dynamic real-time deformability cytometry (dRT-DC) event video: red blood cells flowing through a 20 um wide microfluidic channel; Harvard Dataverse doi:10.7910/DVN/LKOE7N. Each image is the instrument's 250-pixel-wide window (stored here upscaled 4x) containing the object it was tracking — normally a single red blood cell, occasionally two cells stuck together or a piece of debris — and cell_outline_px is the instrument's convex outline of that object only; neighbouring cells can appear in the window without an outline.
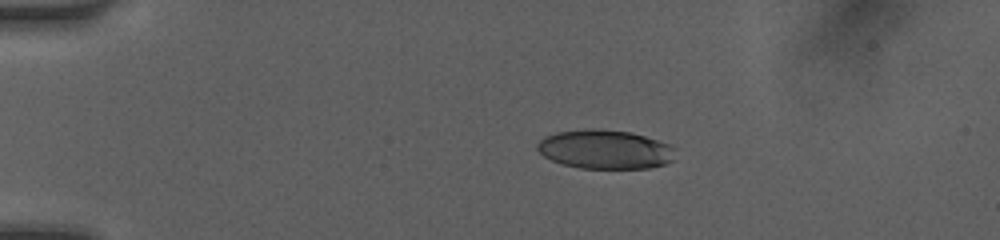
{"species": "human", "species_latin": "Homo sapiens", "temperature_condition": "room temperature", "stored_images_in_passage": 44, "camera_frame_rate_fps": 3000, "um_per_image_px": 0.085, "donor": {"sex": "female"}, "frame": {"image": 1, "passage_image": 6, "time_ms": 3.0, "image_size_px": [1000, 240], "cell_outline_px": [[676, 160], [664, 164], [648, 168], [580, 168], [560, 164], [544, 156], [536, 148], [536, 144], [544, 136], [556, 132], [588, 128], [600, 128], [632, 132], [672, 144], [676, 148]], "centroid_in_image_um": [51.47, 12.68], "position_along_channel_um": 33.5, "area_um2": 32.02}}
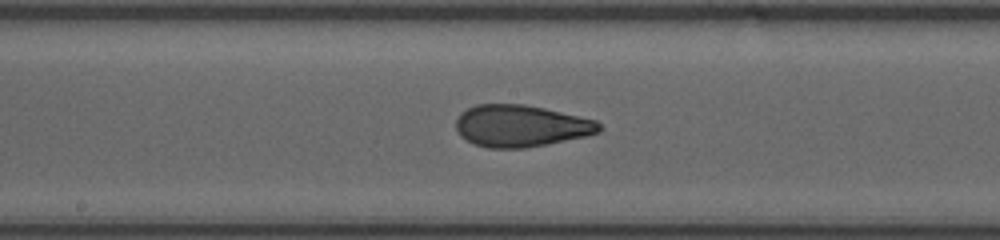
{"frame": {"image": 2, "passage_image": 21, "time_ms": 8.667, "image_size_px": [1000, 240], "cell_outline_px": [[604, 128], [600, 132], [584, 136], [524, 148], [488, 148], [476, 144], [460, 136], [456, 128], [456, 120], [460, 112], [476, 104], [524, 104], [544, 108], [596, 120]], "centroid_in_image_um": [44.26, 10.69], "position_along_channel_um": 203.9, "area_um2": 34.74}}
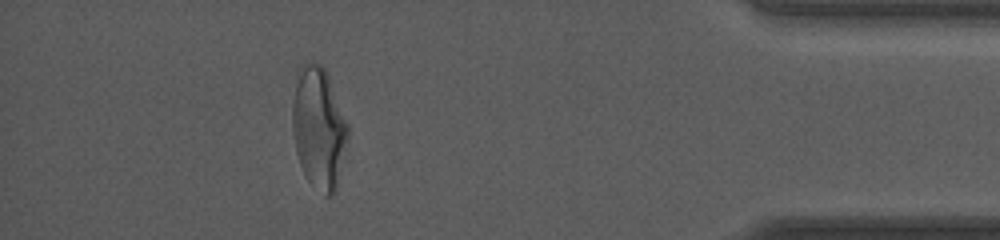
{"frame": {"image": 3, "passage_image": 39, "time_ms": 14.667, "image_size_px": [1000, 240], "cell_outline_px": [[348, 132], [336, 192], [332, 196], [324, 196], [308, 180], [300, 164], [296, 152], [292, 128], [292, 104], [296, 72], [304, 60], [320, 64], [328, 72], [348, 124]], "centroid_in_image_um": [27.07, 10.81], "position_along_channel_um": 408.1, "area_um2": 39.65}, "authors_computed_cell_mechanics": {"area_um2": 34.6511, "velocity_mm_per_s": 4.1172, "shape_relaxation_time_tau1_ms": 10.4322, "shape_relaxation_time_tau2_ms": 1.1027, "deformation_change_tau1": 0.2767, "deformation_change_tau2": 0.0825}}